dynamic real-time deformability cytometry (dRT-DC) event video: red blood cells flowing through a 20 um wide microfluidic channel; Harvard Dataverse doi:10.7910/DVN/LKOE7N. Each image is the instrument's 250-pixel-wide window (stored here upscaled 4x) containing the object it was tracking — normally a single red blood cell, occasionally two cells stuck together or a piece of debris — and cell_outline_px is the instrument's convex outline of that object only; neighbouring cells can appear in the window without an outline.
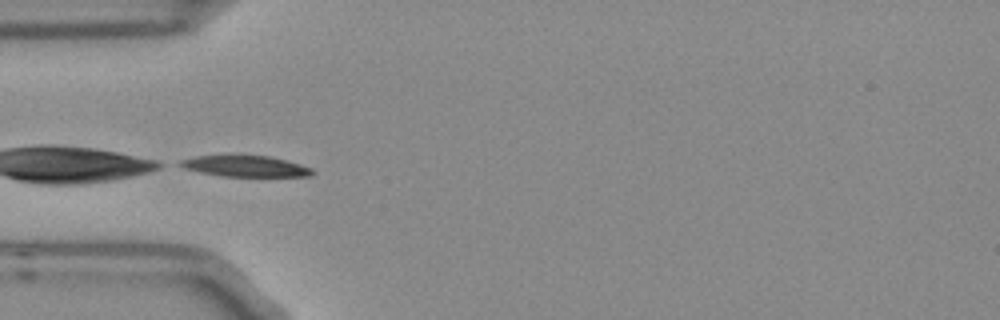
{"species": "Egyptian fruit bat (a non-hibernating species)", "species_latin": "Rousettus aegyptiacus", "temperature_condition": "room temperature", "stored_images_in_passage": 7, "camera_frame_rate_fps": 3000, "um_per_image_px": 0.085, "frame": {"image": 1, "passage_image": 5, "time_ms": 1.333, "image_size_px": [1000, 320], "cell_outline_px": [[316, 172], [312, 176], [220, 176], [200, 172], [184, 168], [176, 164], [180, 160], [196, 156], [268, 156], [300, 164], [312, 168]], "centroid_in_image_um": [20.85, 14.14], "position_along_channel_um": 64.1, "area_um2": 16.01}}